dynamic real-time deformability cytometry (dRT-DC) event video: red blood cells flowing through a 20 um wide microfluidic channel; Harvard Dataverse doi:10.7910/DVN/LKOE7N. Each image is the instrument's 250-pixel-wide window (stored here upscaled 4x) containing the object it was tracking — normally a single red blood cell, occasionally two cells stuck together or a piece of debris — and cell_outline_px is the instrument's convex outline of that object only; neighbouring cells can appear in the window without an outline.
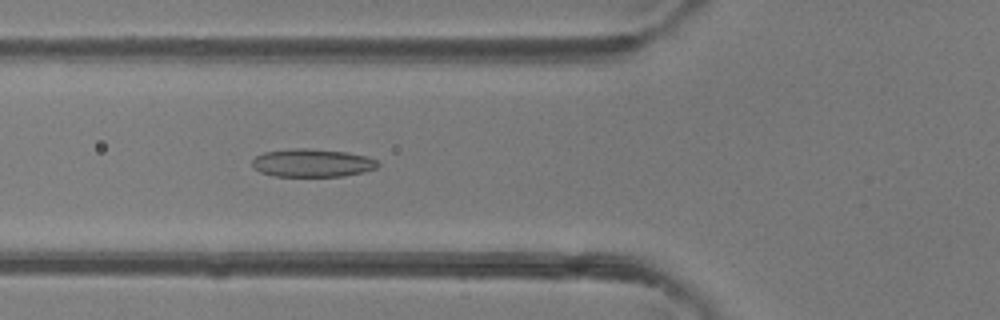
{"species": "common noctule bat (a hibernating species)", "species_latin": "Nyctalus noctula", "temperature_condition": "room temperature", "stored_images_in_passage": 43, "camera_frame_rate_fps": 3000, "um_per_image_px": 0.085, "animal": {"sex": "female"}, "frame": {"image": 1, "passage_image": 14, "time_ms": 4.333, "image_size_px": [1000, 320], "cell_outline_px": [[380, 164], [376, 168], [364, 172], [344, 176], [276, 176], [260, 172], [252, 164], [252, 160], [256, 156], [264, 152], [292, 148], [308, 148], [348, 152], [368, 156], [376, 160]], "centroid_in_image_um": [26.57, 13.84], "position_along_channel_um": 99.2, "area_um2": 20.63}}
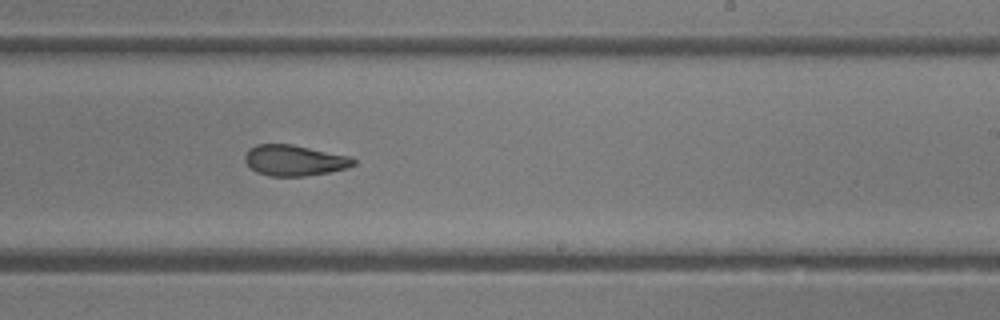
{"frame": {"image": 2, "passage_image": 25, "time_ms": 8.0, "image_size_px": [1000, 320], "cell_outline_px": [[356, 164], [348, 168], [328, 172], [304, 176], [268, 176], [256, 172], [244, 160], [244, 156], [248, 148], [256, 144], [292, 144], [352, 156], [356, 160]], "centroid_in_image_um": [25.04, 13.62], "position_along_channel_um": 264.0, "area_um2": 19.71}}
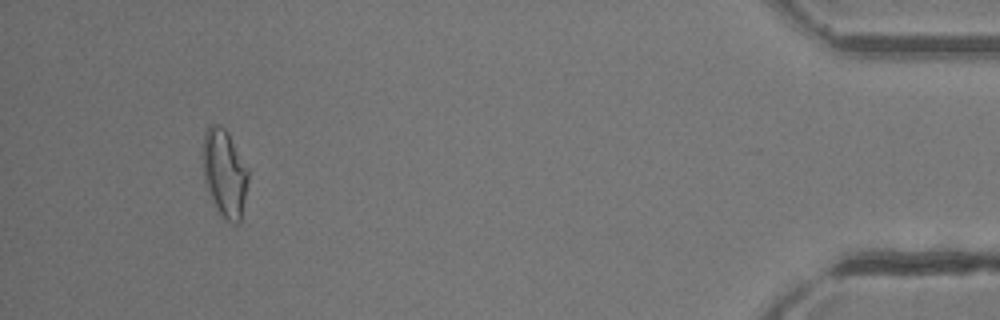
{"frame": {"image": 3, "passage_image": 40, "time_ms": 13.0, "image_size_px": [1000, 320], "cell_outline_px": [[248, 180], [240, 224], [232, 224], [216, 208], [204, 180], [204, 132], [208, 124], [216, 124], [224, 128], [228, 132], [248, 168]], "centroid_in_image_um": [19.11, 14.7], "position_along_channel_um": 416.1, "area_um2": 22.83}, "authors_computed_cell_mechanics": {"area_um2": 20.8658, "velocity_mm_per_s": 4.4891, "shape_relaxation_time_tau1_ms": 4.0281, "shape_relaxation_time_tau2_ms": 2.386, "deformation_change_tau1": 0.161, "deformation_change_tau2": 0.1099}}